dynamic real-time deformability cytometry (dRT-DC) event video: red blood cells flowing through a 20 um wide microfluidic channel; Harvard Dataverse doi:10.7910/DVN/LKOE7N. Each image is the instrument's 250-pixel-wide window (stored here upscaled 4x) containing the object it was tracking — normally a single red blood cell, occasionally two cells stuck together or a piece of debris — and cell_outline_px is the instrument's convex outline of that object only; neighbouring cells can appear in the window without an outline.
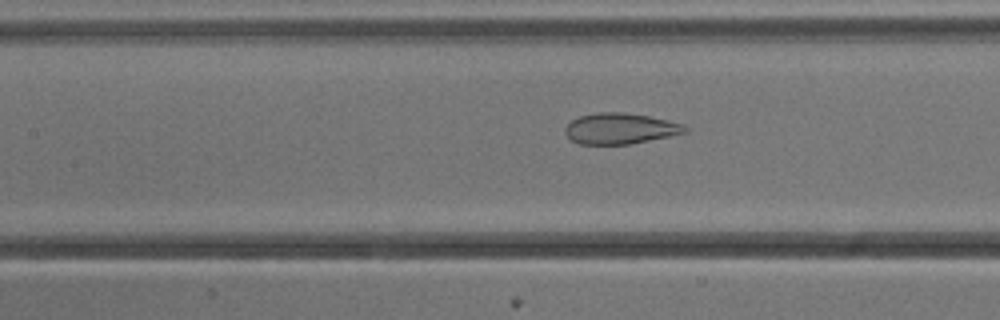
{"species": "common noctule bat (a hibernating species)", "species_latin": "Nyctalus noctula", "temperature_condition": "cold", "stored_images_in_passage": 37, "camera_frame_rate_fps": 3000, "um_per_image_px": 0.085, "animal": {"sex": "male", "body_mass_g": 13.3}, "frame": {"image": 1, "passage_image": 12, "time_ms": 3.667, "image_size_px": [1000, 320], "cell_outline_px": [[688, 132], [632, 144], [580, 144], [572, 140], [564, 132], [564, 128], [572, 120], [580, 116], [600, 112], [624, 112], [648, 116], [668, 120], [684, 124], [688, 128]], "centroid_in_image_um": [52.74, 10.93], "position_along_channel_um": 154.7, "area_um2": 21.56}}
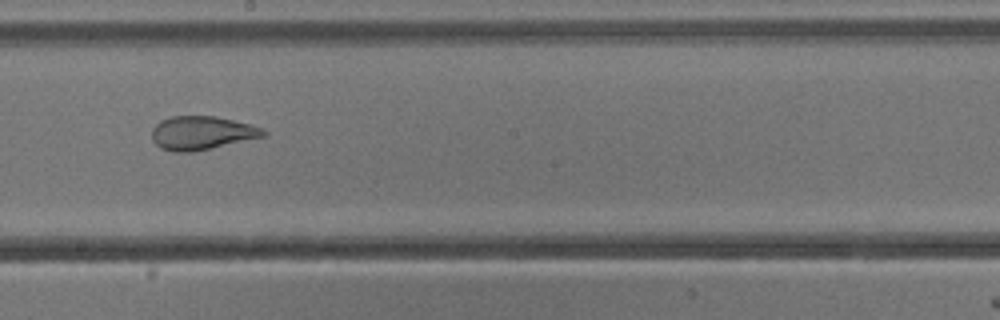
{"frame": {"image": 2, "passage_image": 18, "time_ms": 5.667, "image_size_px": [1000, 320], "cell_outline_px": [[268, 136], [192, 152], [172, 152], [160, 148], [152, 140], [152, 128], [160, 120], [172, 116], [216, 116], [252, 124], [264, 128], [268, 132]], "centroid_in_image_um": [17.19, 11.3], "position_along_channel_um": 231.0, "area_um2": 22.2}}
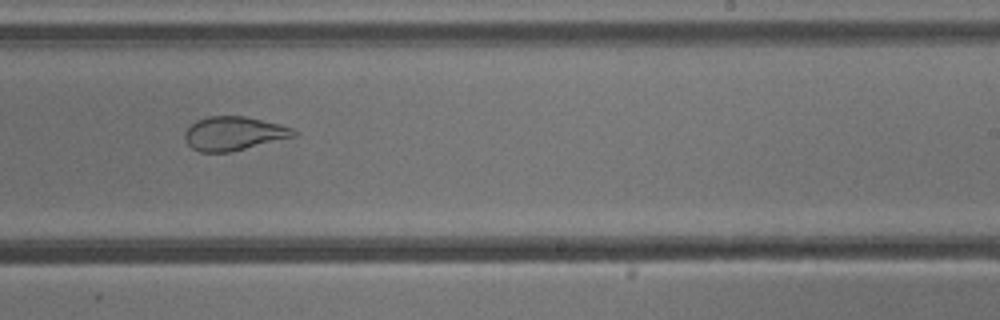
{"frame": {"image": 3, "passage_image": 21, "time_ms": 6.667, "image_size_px": [1000, 320], "cell_outline_px": [[300, 132], [296, 136], [228, 152], [200, 152], [192, 148], [188, 144], [184, 136], [184, 132], [196, 120], [208, 116], [244, 116], [292, 128]], "centroid_in_image_um": [19.85, 11.34], "position_along_channel_um": 269.2, "area_um2": 21.15}, "authors_computed_cell_mechanics": {"area_um2": 23.7558, "velocity_mm_per_s": 3.8355, "shape_relaxation_time_tau1_ms": null, "shape_relaxation_time_tau2_ms": 1.0, "deformation_change_tau1": null, "deformation_change_tau2": 0.0793}}